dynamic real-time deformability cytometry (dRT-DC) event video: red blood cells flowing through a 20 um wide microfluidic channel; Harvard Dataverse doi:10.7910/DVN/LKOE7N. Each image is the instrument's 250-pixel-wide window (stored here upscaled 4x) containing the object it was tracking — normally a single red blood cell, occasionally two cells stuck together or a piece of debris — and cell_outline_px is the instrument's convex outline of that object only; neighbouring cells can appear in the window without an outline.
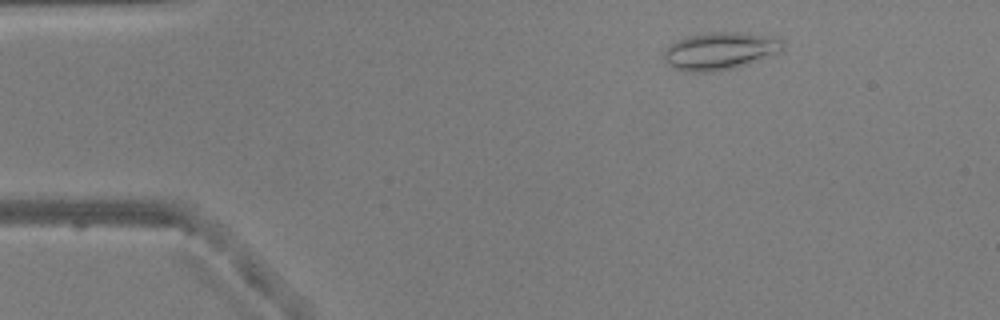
{"species": "common noctule bat (a hibernating species)", "species_latin": "Nyctalus noctula", "temperature_condition": "warm", "stored_images_in_passage": 49, "camera_frame_rate_fps": 3000, "um_per_image_px": 0.085, "animal": {"sex": "male", "body_mass_g": 20.5, "forearm_length_mm": 52.5}, "frame": {"image": 1, "passage_image": 5, "time_ms": 1.333, "image_size_px": [1000, 320], "cell_outline_px": [[784, 48], [780, 52], [732, 68], [708, 72], [692, 72], [672, 68], [664, 60], [664, 52], [672, 44], [688, 36], [712, 32], [736, 32], [776, 36], [784, 44]], "centroid_in_image_um": [61.21, 4.32], "position_along_channel_um": 23.8, "area_um2": 25.55}}
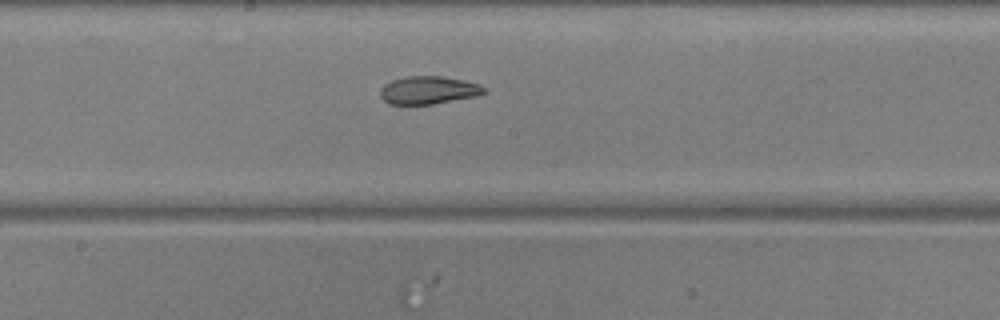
{"frame": {"image": 2, "passage_image": 25, "time_ms": 8.0, "image_size_px": [1000, 320], "cell_outline_px": [[488, 92], [476, 96], [432, 104], [388, 104], [380, 96], [380, 88], [384, 84], [392, 80], [408, 76], [440, 76], [464, 80], [480, 84], [488, 88]], "centroid_in_image_um": [36.45, 7.66], "position_along_channel_um": 211.8, "area_um2": 16.99}}
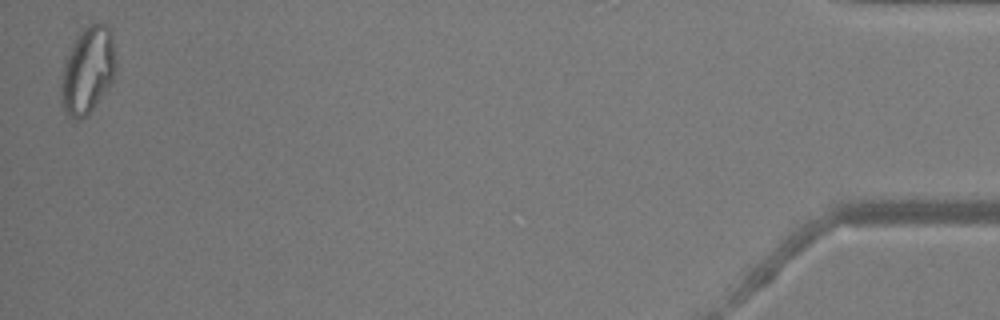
{"frame": {"image": 3, "passage_image": 49, "time_ms": 16.0, "image_size_px": [1000, 320], "cell_outline_px": [[116, 68], [112, 80], [88, 116], [80, 120], [76, 120], [64, 112], [60, 104], [60, 80], [64, 64], [68, 52], [72, 44], [80, 32], [92, 20], [100, 20], [108, 28], [112, 36], [116, 64]], "centroid_in_image_um": [7.43, 5.97], "position_along_channel_um": 427.8, "area_um2": 28.09}}